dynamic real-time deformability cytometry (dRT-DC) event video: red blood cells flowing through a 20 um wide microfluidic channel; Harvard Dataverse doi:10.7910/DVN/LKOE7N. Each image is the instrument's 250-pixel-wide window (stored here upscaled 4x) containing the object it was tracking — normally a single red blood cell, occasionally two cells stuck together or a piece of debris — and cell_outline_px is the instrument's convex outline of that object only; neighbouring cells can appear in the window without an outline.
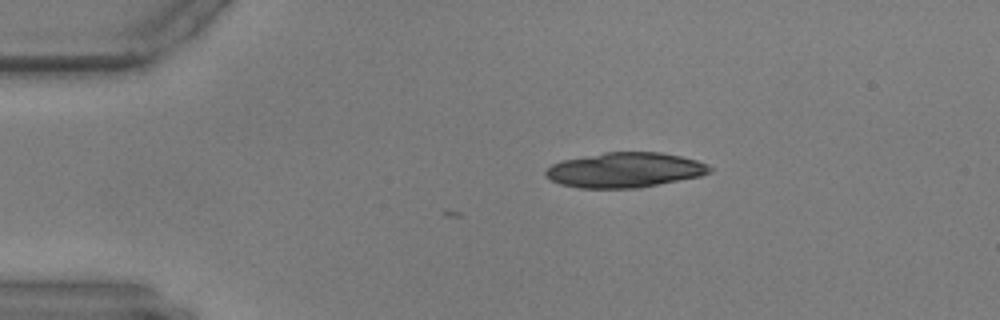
{"species": "common noctule bat (a hibernating species)", "species_latin": "Nyctalus noctula", "temperature_condition": "warm", "stored_images_in_passage": 3, "camera_frame_rate_fps": 3000, "um_per_image_px": 0.085, "animal": {"sex": "male", "body_mass_g": 17.9, "forearm_length_mm": 54.2}, "frame": {"image": 1, "passage_image": 1, "time_ms": 0.0, "image_size_px": [1000, 320], "cell_outline_px": [[712, 172], [700, 176], [640, 188], [580, 188], [560, 184], [544, 176], [544, 172], [552, 164], [564, 160], [604, 152], [660, 152], [680, 156], [696, 160], [708, 164], [712, 168]], "centroid_in_image_um": [53.13, 14.45], "position_along_channel_um": 31.9, "area_um2": 33.47}}